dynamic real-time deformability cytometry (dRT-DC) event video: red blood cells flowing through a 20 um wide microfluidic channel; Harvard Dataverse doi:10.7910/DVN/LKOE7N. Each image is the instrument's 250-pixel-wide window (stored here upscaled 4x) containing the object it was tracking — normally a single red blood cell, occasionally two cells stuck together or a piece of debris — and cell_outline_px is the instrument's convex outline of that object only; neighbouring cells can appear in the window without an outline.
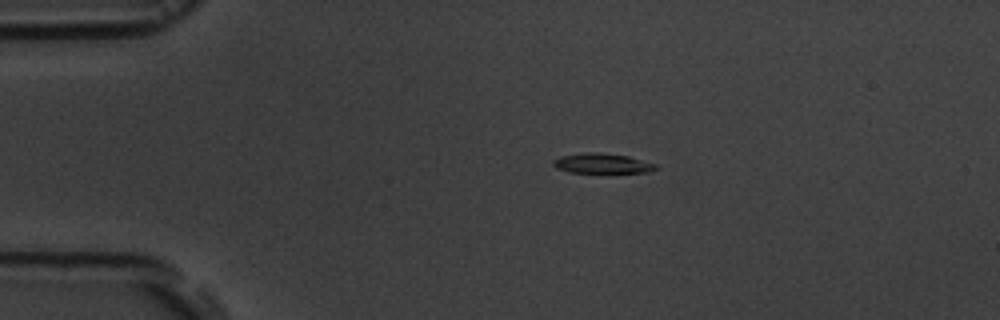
{"species": "common noctule bat (a hibernating species)", "species_latin": "Nyctalus noctula", "temperature_condition": "room temperature", "stored_images_in_passage": 8, "camera_frame_rate_fps": 3000, "um_per_image_px": 0.085, "animal": {"sex": "male", "body_mass_g": 19.5, "forearm_length_mm": 54.6}, "frame": {"image": 1, "passage_image": 1, "time_ms": 0.0, "image_size_px": [1000, 320], "cell_outline_px": [[660, 168], [648, 172], [568, 172], [556, 168], [552, 164], [552, 160], [560, 156], [584, 152], [600, 152], [628, 156], [656, 164]], "centroid_in_image_um": [51.16, 13.88], "position_along_channel_um": 33.8, "area_um2": 11.96}}
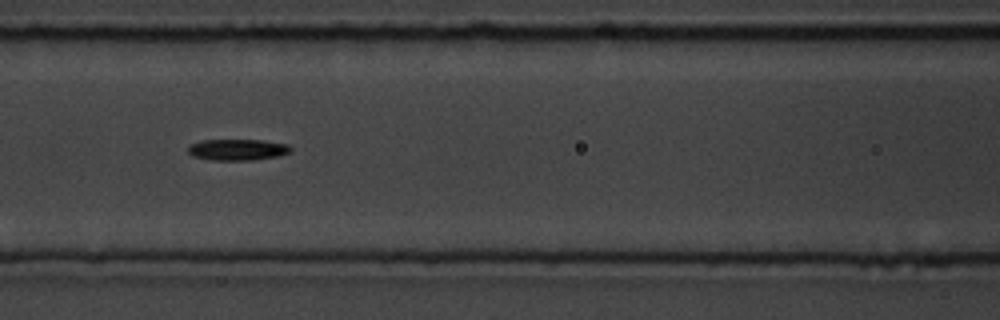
{"frame": {"image": 2, "passage_image": 5, "time_ms": 4.333, "image_size_px": [1000, 320], "cell_outline_px": [[292, 152], [280, 156], [252, 160], [212, 160], [192, 156], [188, 152], [188, 144], [200, 140], [264, 140], [288, 144], [292, 148]], "centroid_in_image_um": [20.2, 12.72], "position_along_channel_um": 146.4, "area_um2": 12.95}}
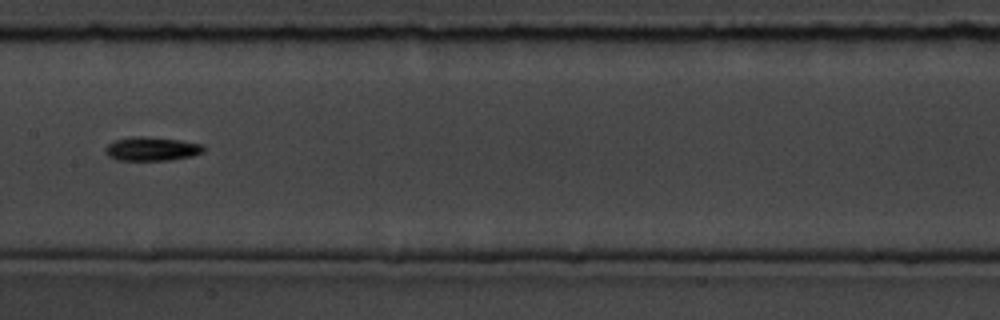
{"frame": {"image": 3, "passage_image": 6, "time_ms": 5.667, "image_size_px": [1000, 320], "cell_outline_px": [[208, 148], [204, 152], [192, 156], [172, 160], [116, 160], [108, 156], [104, 152], [104, 148], [108, 144], [116, 140], [136, 136], [144, 136], [180, 140], [204, 144]], "centroid_in_image_um": [12.95, 12.66], "position_along_channel_um": 194.5, "area_um2": 13.87}}